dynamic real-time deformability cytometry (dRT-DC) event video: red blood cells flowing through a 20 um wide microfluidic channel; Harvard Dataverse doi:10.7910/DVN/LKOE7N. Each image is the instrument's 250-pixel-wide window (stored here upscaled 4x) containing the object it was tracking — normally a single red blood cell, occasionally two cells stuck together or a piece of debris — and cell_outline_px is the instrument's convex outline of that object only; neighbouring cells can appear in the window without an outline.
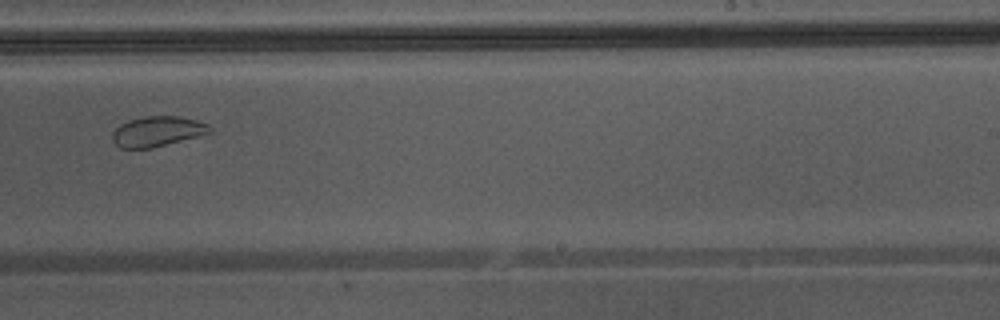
{"species": "Egyptian fruit bat (a non-hibernating species)", "species_latin": "Rousettus aegyptiacus", "temperature_condition": "warm", "stored_images_in_passage": 38, "segment_of_instrument_passage": [2, 2], "camera_frame_rate_fps": 3000, "um_per_image_px": 0.085, "animal": {"sex": "male"}, "frame": {"image": 1, "passage_image": 22, "time_ms": 7.0, "image_size_px": [1000, 320], "cell_outline_px": [[212, 132], [152, 148], [120, 148], [112, 140], [112, 132], [120, 124], [128, 120], [144, 116], [180, 116], [196, 120], [208, 124], [212, 128]], "centroid_in_image_um": [13.36, 11.16], "position_along_channel_um": 275.6, "area_um2": 17.11}}